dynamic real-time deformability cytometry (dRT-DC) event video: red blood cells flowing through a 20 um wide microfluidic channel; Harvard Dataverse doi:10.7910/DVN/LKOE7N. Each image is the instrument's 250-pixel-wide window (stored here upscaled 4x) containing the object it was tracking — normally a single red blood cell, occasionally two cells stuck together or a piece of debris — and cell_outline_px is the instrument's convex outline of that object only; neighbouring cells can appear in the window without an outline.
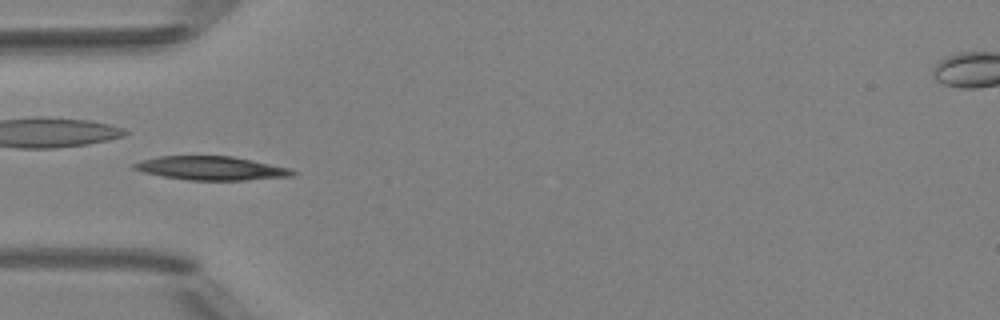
{"species": "Egyptian fruit bat (a non-hibernating species)", "species_latin": "Rousettus aegyptiacus", "temperature_condition": "room temperature", "stored_images_in_passage": 5, "camera_frame_rate_fps": 3000, "um_per_image_px": 0.085, "animal": {"sex": "female"}, "frame": {"image": 1, "passage_image": 5, "time_ms": 4.667, "image_size_px": [1000, 320], "cell_outline_px": [[296, 172], [292, 176], [244, 180], [188, 180], [164, 176], [144, 172], [132, 168], [132, 164], [140, 160], [156, 156], [232, 156], [288, 168]], "centroid_in_image_um": [17.89, 14.29], "position_along_channel_um": 67.1, "area_um2": 21.68}}